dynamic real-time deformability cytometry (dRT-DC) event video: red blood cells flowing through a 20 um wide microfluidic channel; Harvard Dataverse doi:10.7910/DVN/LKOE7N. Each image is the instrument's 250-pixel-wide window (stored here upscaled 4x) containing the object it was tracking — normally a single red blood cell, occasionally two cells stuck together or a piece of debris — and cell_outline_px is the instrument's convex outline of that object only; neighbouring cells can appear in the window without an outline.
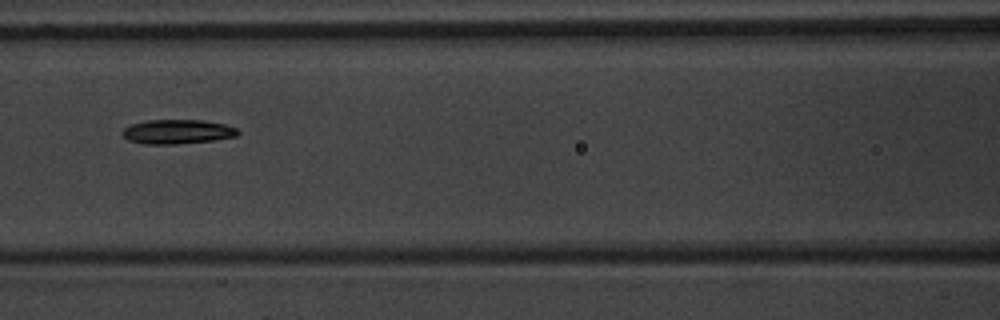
{"species": "common noctule bat (a hibernating species)", "species_latin": "Nyctalus noctula", "temperature_condition": "warm", "stored_images_in_passage": 8, "camera_frame_rate_fps": 3000, "um_per_image_px": 0.085, "animal": {"sex": "male", "body_mass_g": 20.1, "forearm_length_mm": 53.5}, "frame": {"image": 1, "passage_image": 6, "time_ms": 8.0, "image_size_px": [1000, 320], "cell_outline_px": [[240, 132], [236, 136], [216, 140], [176, 144], [144, 144], [128, 140], [120, 132], [124, 128], [132, 124], [148, 120], [204, 120], [224, 124], [236, 128]], "centroid_in_image_um": [15.08, 11.2], "position_along_channel_um": 151.5, "area_um2": 16.42}}
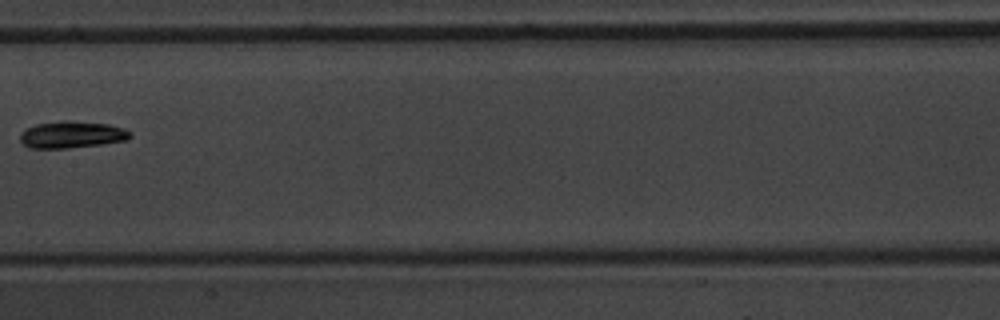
{"frame": {"image": 2, "passage_image": 7, "time_ms": 9.333, "image_size_px": [1000, 320], "cell_outline_px": [[132, 136], [128, 140], [100, 144], [68, 148], [28, 148], [20, 140], [20, 132], [24, 128], [36, 124], [64, 120], [68, 120], [108, 124], [124, 128], [132, 132]], "centroid_in_image_um": [6.1, 11.43], "position_along_channel_um": 201.3, "area_um2": 17.4}}
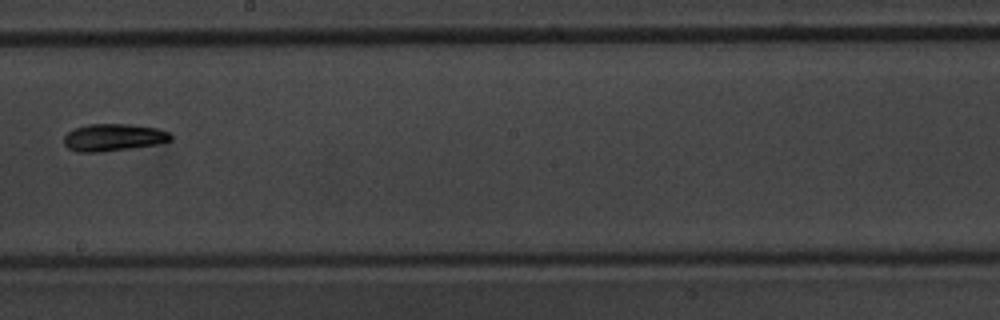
{"frame": {"image": 3, "passage_image": 8, "time_ms": 10.333, "image_size_px": [1000, 320], "cell_outline_px": [[172, 140], [160, 144], [132, 148], [100, 152], [76, 152], [68, 148], [64, 144], [64, 136], [68, 132], [76, 128], [88, 124], [128, 124], [156, 128], [168, 132], [172, 136]], "centroid_in_image_um": [9.64, 11.69], "position_along_channel_um": 238.6, "area_um2": 16.99}}